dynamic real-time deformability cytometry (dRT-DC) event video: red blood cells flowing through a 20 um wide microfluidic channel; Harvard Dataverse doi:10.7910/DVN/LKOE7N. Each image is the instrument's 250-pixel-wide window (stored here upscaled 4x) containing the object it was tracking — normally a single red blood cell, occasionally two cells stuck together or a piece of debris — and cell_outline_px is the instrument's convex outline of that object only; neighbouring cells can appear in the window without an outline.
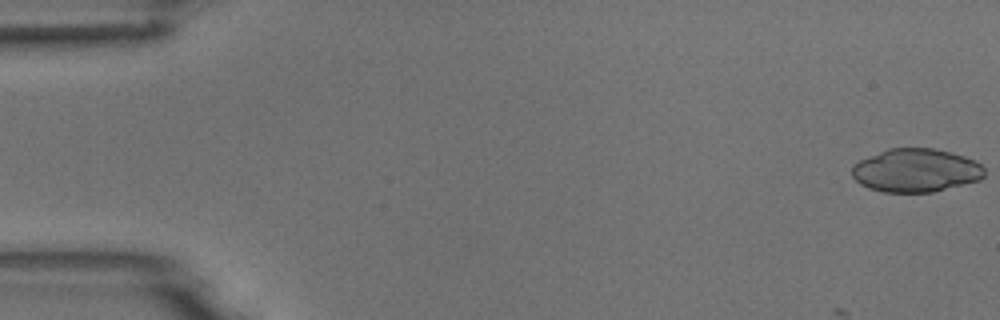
{"species": "common noctule bat (a hibernating species)", "species_latin": "Nyctalus noctula", "temperature_condition": "room temperature", "stored_images_in_passage": 4, "camera_frame_rate_fps": 3000, "um_per_image_px": 0.085, "animal": {"sex": "male", "body_mass_g": 18.8}, "frame": {"image": 1, "passage_image": 1, "time_ms": 0.0, "image_size_px": [1000, 320], "cell_outline_px": [[984, 176], [980, 180], [932, 192], [884, 192], [868, 188], [860, 184], [852, 176], [852, 164], [860, 160], [888, 148], [936, 148], [964, 156], [976, 160], [984, 168]], "centroid_in_image_um": [77.85, 14.48], "position_along_channel_um": 7.2, "area_um2": 33.58}}